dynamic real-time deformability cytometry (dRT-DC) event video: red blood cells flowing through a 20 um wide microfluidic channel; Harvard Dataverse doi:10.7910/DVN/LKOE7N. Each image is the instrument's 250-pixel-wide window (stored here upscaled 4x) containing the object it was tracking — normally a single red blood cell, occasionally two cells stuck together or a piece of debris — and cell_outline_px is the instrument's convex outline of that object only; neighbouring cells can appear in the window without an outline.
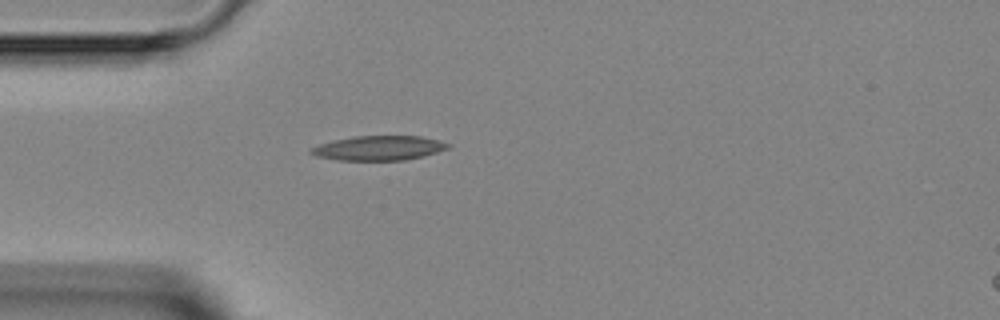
{"species": "Egyptian fruit bat (a non-hibernating species)", "species_latin": "Rousettus aegyptiacus", "temperature_condition": "room temperature", "stored_images_in_passage": 1, "camera_frame_rate_fps": 3000, "um_per_image_px": 0.085, "animal": {"sex": "female"}, "frame": {"image": 1, "passage_image": 1, "time_ms": 0.0, "image_size_px": [1000, 320], "cell_outline_px": [[452, 144], [448, 148], [424, 156], [404, 160], [336, 160], [316, 156], [308, 152], [308, 148], [332, 140], [356, 136], [420, 136]], "centroid_in_image_um": [32.14, 12.58], "position_along_channel_um": 52.9, "area_um2": 19.59}}